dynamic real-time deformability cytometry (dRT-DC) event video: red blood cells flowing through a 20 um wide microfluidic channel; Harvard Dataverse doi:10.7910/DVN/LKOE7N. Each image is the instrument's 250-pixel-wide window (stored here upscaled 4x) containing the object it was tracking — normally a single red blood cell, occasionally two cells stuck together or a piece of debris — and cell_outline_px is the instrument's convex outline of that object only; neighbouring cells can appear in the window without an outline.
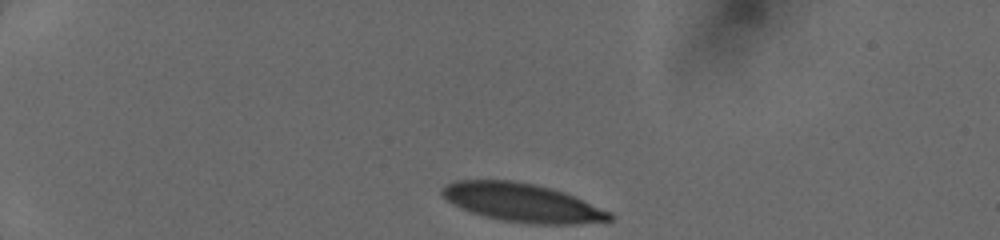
{"species": "human", "species_latin": "Homo sapiens", "temperature_condition": "cold", "stored_images_in_passage": 7, "camera_frame_rate_fps": 3000, "um_per_image_px": 0.085, "donor": {"sex": "female"}, "frame": {"image": 1, "passage_image": 1, "time_ms": 0.0, "image_size_px": [1000, 240], "cell_outline_px": [[612, 220], [576, 224], [532, 224], [500, 220], [484, 216], [460, 208], [452, 204], [440, 192], [440, 188], [456, 180], [512, 180], [552, 188], [564, 192], [584, 200], [612, 212]], "centroid_in_image_um": [44.39, 17.23], "position_along_channel_um": 40.6, "area_um2": 37.57}}